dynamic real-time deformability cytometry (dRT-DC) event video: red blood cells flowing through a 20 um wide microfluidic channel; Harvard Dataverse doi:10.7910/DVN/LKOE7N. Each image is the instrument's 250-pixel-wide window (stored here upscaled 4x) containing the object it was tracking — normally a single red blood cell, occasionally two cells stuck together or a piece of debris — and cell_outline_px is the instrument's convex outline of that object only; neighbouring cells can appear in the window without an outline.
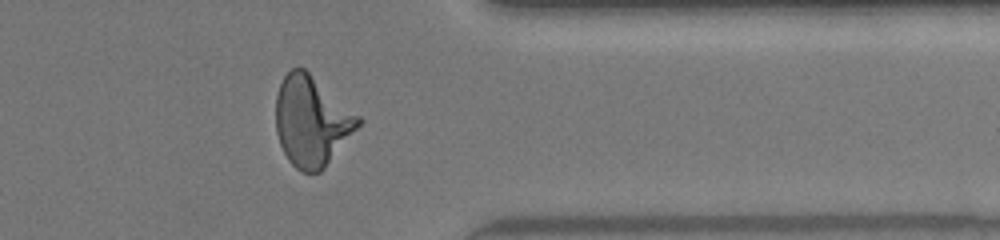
{"species": "human", "species_latin": "Homo sapiens", "temperature_condition": "warm", "stored_images_in_passage": 35, "camera_frame_rate_fps": 3000, "um_per_image_px": 0.085, "donor": {"sex": "female"}, "frame": {"image": 1, "passage_image": 30, "time_ms": 9.667, "image_size_px": [1000, 240], "cell_outline_px": [[360, 124], [324, 168], [320, 172], [300, 172], [288, 160], [280, 144], [276, 132], [276, 96], [280, 84], [284, 76], [292, 68], [304, 68], [360, 116]], "centroid_in_image_um": [26.46, 10.3], "position_along_channel_um": 384.9, "area_um2": 42.71}, "authors_computed_cell_mechanics": {"area_um2": 42.0784, "velocity_mm_per_s": 4.2058, "shape_relaxation_time_tau1_ms": 6.3783, "shape_relaxation_time_tau2_ms": 0.7775, "deformation_change_tau1": 0.2806, "deformation_change_tau2": 0.0959}}